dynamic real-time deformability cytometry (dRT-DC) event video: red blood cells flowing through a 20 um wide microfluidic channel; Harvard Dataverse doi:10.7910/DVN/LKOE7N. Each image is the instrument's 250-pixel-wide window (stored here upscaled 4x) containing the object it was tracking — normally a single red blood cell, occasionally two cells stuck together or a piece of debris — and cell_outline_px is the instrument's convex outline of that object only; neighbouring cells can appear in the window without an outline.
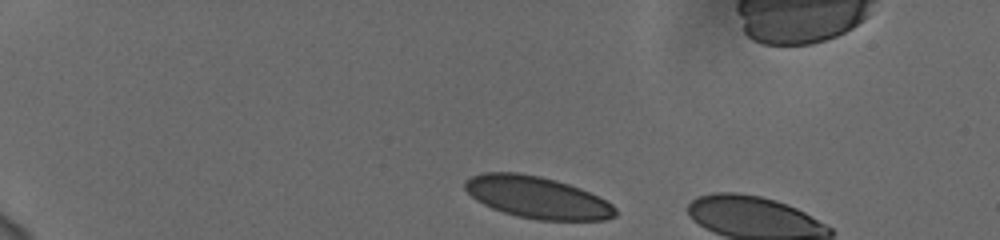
{"species": "human", "species_latin": "Homo sapiens", "temperature_condition": "cold", "stored_images_in_passage": 6, "camera_frame_rate_fps": 3000, "um_per_image_px": 0.085, "donor": {"sex": "female"}, "frame": {"image": 1, "passage_image": 1, "time_ms": 0.0, "image_size_px": [1000, 240], "cell_outline_px": [[616, 216], [604, 220], [536, 220], [516, 216], [492, 208], [476, 200], [464, 188], [464, 180], [472, 176], [484, 172], [516, 172], [540, 176], [556, 180], [580, 188], [612, 204], [616, 208]], "centroid_in_image_um": [45.64, 16.78], "position_along_channel_um": 39.4, "area_um2": 36.59}}